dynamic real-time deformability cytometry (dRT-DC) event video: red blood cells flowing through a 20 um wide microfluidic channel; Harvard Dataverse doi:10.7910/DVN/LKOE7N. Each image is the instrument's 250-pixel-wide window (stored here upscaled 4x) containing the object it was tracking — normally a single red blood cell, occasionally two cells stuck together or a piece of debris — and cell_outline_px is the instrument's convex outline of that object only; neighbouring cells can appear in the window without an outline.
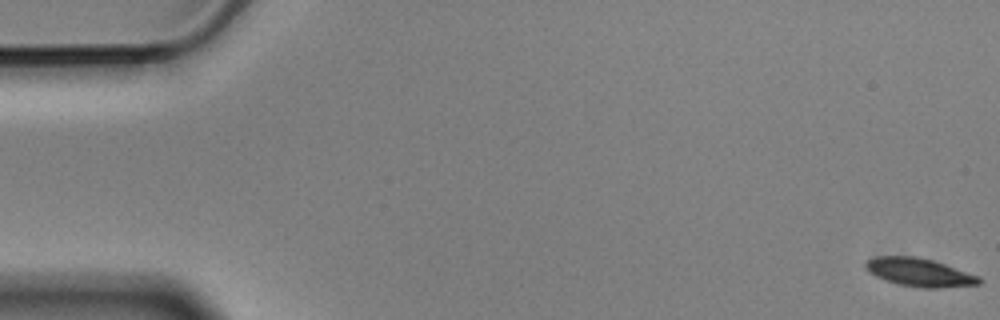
{"species": "Egyptian fruit bat (a non-hibernating species)", "species_latin": "Rousettus aegyptiacus", "temperature_condition": "cold", "stored_images_in_passage": 9, "camera_frame_rate_fps": 3000, "um_per_image_px": 0.085, "animal": {"sex": "male"}, "frame": {"image": 1, "passage_image": 1, "time_ms": 0.0, "image_size_px": [1000, 320], "cell_outline_px": [[980, 284], [940, 288], [924, 288], [896, 284], [884, 280], [868, 272], [864, 268], [864, 260], [872, 256], [916, 256], [932, 260], [980, 276]], "centroid_in_image_um": [78.07, 23.14], "position_along_channel_um": 6.9, "area_um2": 18.9}}
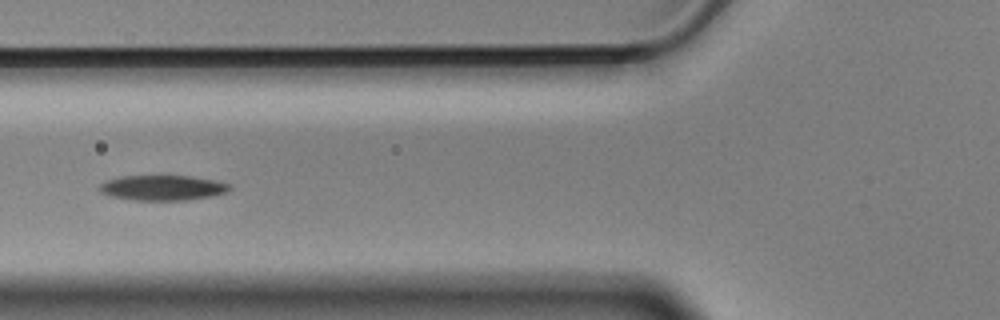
{"frame": {"image": 2, "passage_image": 6, "time_ms": 1.667, "image_size_px": [1000, 320], "cell_outline_px": [[232, 188], [228, 192], [212, 196], [188, 200], [132, 200], [108, 196], [100, 192], [96, 188], [100, 184], [108, 180], [120, 176], [192, 176], [232, 184]], "centroid_in_image_um": [13.81, 15.97], "position_along_channel_um": 112.0, "area_um2": 19.31}}
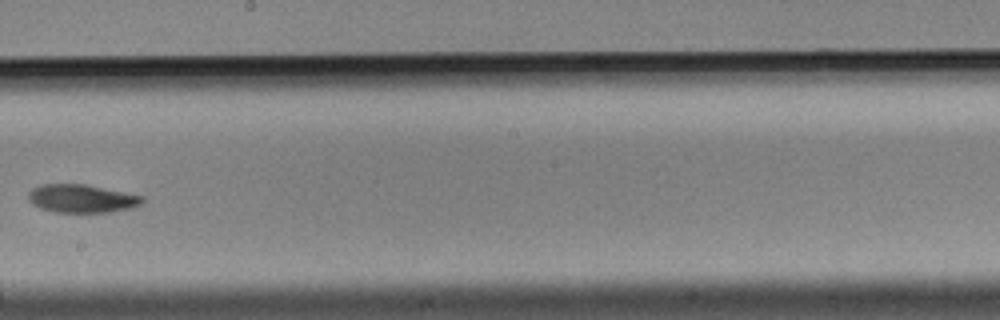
{"frame": {"image": 3, "passage_image": 9, "time_ms": 2.667, "image_size_px": [1000, 320], "cell_outline_px": [[144, 200], [140, 204], [132, 208], [108, 212], [52, 212], [40, 208], [32, 204], [28, 200], [28, 192], [32, 188], [40, 184], [84, 184], [144, 196]], "centroid_in_image_um": [6.91, 16.88], "position_along_channel_um": 241.3, "area_um2": 18.79}}